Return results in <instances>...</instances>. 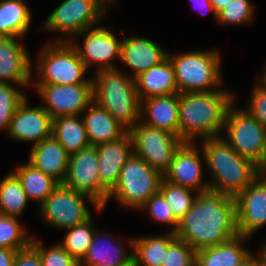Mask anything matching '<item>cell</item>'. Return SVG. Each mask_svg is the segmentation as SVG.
<instances>
[{
	"instance_id": "cell-31",
	"label": "cell",
	"mask_w": 266,
	"mask_h": 266,
	"mask_svg": "<svg viewBox=\"0 0 266 266\" xmlns=\"http://www.w3.org/2000/svg\"><path fill=\"white\" fill-rule=\"evenodd\" d=\"M28 202L27 195L13 172L0 181V214L17 217Z\"/></svg>"
},
{
	"instance_id": "cell-3",
	"label": "cell",
	"mask_w": 266,
	"mask_h": 266,
	"mask_svg": "<svg viewBox=\"0 0 266 266\" xmlns=\"http://www.w3.org/2000/svg\"><path fill=\"white\" fill-rule=\"evenodd\" d=\"M202 144L205 163L215 177L210 190L236 198L261 174L256 164L240 156L223 138L204 139Z\"/></svg>"
},
{
	"instance_id": "cell-29",
	"label": "cell",
	"mask_w": 266,
	"mask_h": 266,
	"mask_svg": "<svg viewBox=\"0 0 266 266\" xmlns=\"http://www.w3.org/2000/svg\"><path fill=\"white\" fill-rule=\"evenodd\" d=\"M30 23L31 13L23 0H0L1 37H22Z\"/></svg>"
},
{
	"instance_id": "cell-11",
	"label": "cell",
	"mask_w": 266,
	"mask_h": 266,
	"mask_svg": "<svg viewBox=\"0 0 266 266\" xmlns=\"http://www.w3.org/2000/svg\"><path fill=\"white\" fill-rule=\"evenodd\" d=\"M104 12L103 0H64L47 18L43 28L66 33L73 39L86 29H92Z\"/></svg>"
},
{
	"instance_id": "cell-40",
	"label": "cell",
	"mask_w": 266,
	"mask_h": 266,
	"mask_svg": "<svg viewBox=\"0 0 266 266\" xmlns=\"http://www.w3.org/2000/svg\"><path fill=\"white\" fill-rule=\"evenodd\" d=\"M250 108L247 111L266 128V89L257 84L250 99Z\"/></svg>"
},
{
	"instance_id": "cell-13",
	"label": "cell",
	"mask_w": 266,
	"mask_h": 266,
	"mask_svg": "<svg viewBox=\"0 0 266 266\" xmlns=\"http://www.w3.org/2000/svg\"><path fill=\"white\" fill-rule=\"evenodd\" d=\"M42 106L54 119L59 116L80 115L93 101L92 84H35Z\"/></svg>"
},
{
	"instance_id": "cell-43",
	"label": "cell",
	"mask_w": 266,
	"mask_h": 266,
	"mask_svg": "<svg viewBox=\"0 0 266 266\" xmlns=\"http://www.w3.org/2000/svg\"><path fill=\"white\" fill-rule=\"evenodd\" d=\"M239 266H264V259L262 254L257 258L251 254L245 261H243Z\"/></svg>"
},
{
	"instance_id": "cell-47",
	"label": "cell",
	"mask_w": 266,
	"mask_h": 266,
	"mask_svg": "<svg viewBox=\"0 0 266 266\" xmlns=\"http://www.w3.org/2000/svg\"><path fill=\"white\" fill-rule=\"evenodd\" d=\"M262 250H261V254L263 256V259H264V266H266V244L263 245V247H261Z\"/></svg>"
},
{
	"instance_id": "cell-33",
	"label": "cell",
	"mask_w": 266,
	"mask_h": 266,
	"mask_svg": "<svg viewBox=\"0 0 266 266\" xmlns=\"http://www.w3.org/2000/svg\"><path fill=\"white\" fill-rule=\"evenodd\" d=\"M20 226L18 217L0 214V248L22 250L32 241Z\"/></svg>"
},
{
	"instance_id": "cell-23",
	"label": "cell",
	"mask_w": 266,
	"mask_h": 266,
	"mask_svg": "<svg viewBox=\"0 0 266 266\" xmlns=\"http://www.w3.org/2000/svg\"><path fill=\"white\" fill-rule=\"evenodd\" d=\"M82 118L90 145L115 141L128 131L103 107L92 101Z\"/></svg>"
},
{
	"instance_id": "cell-41",
	"label": "cell",
	"mask_w": 266,
	"mask_h": 266,
	"mask_svg": "<svg viewBox=\"0 0 266 266\" xmlns=\"http://www.w3.org/2000/svg\"><path fill=\"white\" fill-rule=\"evenodd\" d=\"M13 266H42L38 251L30 244L18 250Z\"/></svg>"
},
{
	"instance_id": "cell-24",
	"label": "cell",
	"mask_w": 266,
	"mask_h": 266,
	"mask_svg": "<svg viewBox=\"0 0 266 266\" xmlns=\"http://www.w3.org/2000/svg\"><path fill=\"white\" fill-rule=\"evenodd\" d=\"M140 112L149 115L143 123L178 136L179 93L142 100Z\"/></svg>"
},
{
	"instance_id": "cell-10",
	"label": "cell",
	"mask_w": 266,
	"mask_h": 266,
	"mask_svg": "<svg viewBox=\"0 0 266 266\" xmlns=\"http://www.w3.org/2000/svg\"><path fill=\"white\" fill-rule=\"evenodd\" d=\"M86 197L95 205L97 211H101L104 207H100L91 197L74 189L68 188L63 184L52 191L48 198L40 205L42 215L53 227L68 230L73 226L88 220L91 215L88 207L84 202Z\"/></svg>"
},
{
	"instance_id": "cell-42",
	"label": "cell",
	"mask_w": 266,
	"mask_h": 266,
	"mask_svg": "<svg viewBox=\"0 0 266 266\" xmlns=\"http://www.w3.org/2000/svg\"><path fill=\"white\" fill-rule=\"evenodd\" d=\"M17 250L0 248V266H13Z\"/></svg>"
},
{
	"instance_id": "cell-9",
	"label": "cell",
	"mask_w": 266,
	"mask_h": 266,
	"mask_svg": "<svg viewBox=\"0 0 266 266\" xmlns=\"http://www.w3.org/2000/svg\"><path fill=\"white\" fill-rule=\"evenodd\" d=\"M134 153L142 158L151 168L162 175L169 169L175 152L184 141L172 134L145 123H137L129 131Z\"/></svg>"
},
{
	"instance_id": "cell-38",
	"label": "cell",
	"mask_w": 266,
	"mask_h": 266,
	"mask_svg": "<svg viewBox=\"0 0 266 266\" xmlns=\"http://www.w3.org/2000/svg\"><path fill=\"white\" fill-rule=\"evenodd\" d=\"M196 251L185 241L175 238L169 245L163 266H195Z\"/></svg>"
},
{
	"instance_id": "cell-39",
	"label": "cell",
	"mask_w": 266,
	"mask_h": 266,
	"mask_svg": "<svg viewBox=\"0 0 266 266\" xmlns=\"http://www.w3.org/2000/svg\"><path fill=\"white\" fill-rule=\"evenodd\" d=\"M145 208L156 221L173 225L170 232H176L179 221L174 217L172 209L160 192L154 194L140 209Z\"/></svg>"
},
{
	"instance_id": "cell-27",
	"label": "cell",
	"mask_w": 266,
	"mask_h": 266,
	"mask_svg": "<svg viewBox=\"0 0 266 266\" xmlns=\"http://www.w3.org/2000/svg\"><path fill=\"white\" fill-rule=\"evenodd\" d=\"M176 238L169 232L164 236H149L130 240L133 248V266H163L168 245Z\"/></svg>"
},
{
	"instance_id": "cell-44",
	"label": "cell",
	"mask_w": 266,
	"mask_h": 266,
	"mask_svg": "<svg viewBox=\"0 0 266 266\" xmlns=\"http://www.w3.org/2000/svg\"><path fill=\"white\" fill-rule=\"evenodd\" d=\"M192 5H193V7L196 5V7L198 6L199 8L208 9L209 11L213 12L215 17H217V14L215 13L213 5L211 4L210 0H194V4H192Z\"/></svg>"
},
{
	"instance_id": "cell-32",
	"label": "cell",
	"mask_w": 266,
	"mask_h": 266,
	"mask_svg": "<svg viewBox=\"0 0 266 266\" xmlns=\"http://www.w3.org/2000/svg\"><path fill=\"white\" fill-rule=\"evenodd\" d=\"M96 232L91 217L83 223L68 229L63 243H60L78 263H80L89 250L93 236Z\"/></svg>"
},
{
	"instance_id": "cell-46",
	"label": "cell",
	"mask_w": 266,
	"mask_h": 266,
	"mask_svg": "<svg viewBox=\"0 0 266 266\" xmlns=\"http://www.w3.org/2000/svg\"><path fill=\"white\" fill-rule=\"evenodd\" d=\"M261 80L262 81H259L260 82L259 85L266 89V68H265L264 74L262 75Z\"/></svg>"
},
{
	"instance_id": "cell-15",
	"label": "cell",
	"mask_w": 266,
	"mask_h": 266,
	"mask_svg": "<svg viewBox=\"0 0 266 266\" xmlns=\"http://www.w3.org/2000/svg\"><path fill=\"white\" fill-rule=\"evenodd\" d=\"M53 118L42 107H28L27 98L18 106L11 119L10 137L17 141L37 144L52 135Z\"/></svg>"
},
{
	"instance_id": "cell-26",
	"label": "cell",
	"mask_w": 266,
	"mask_h": 266,
	"mask_svg": "<svg viewBox=\"0 0 266 266\" xmlns=\"http://www.w3.org/2000/svg\"><path fill=\"white\" fill-rule=\"evenodd\" d=\"M248 237L235 238L211 247L196 251L195 266H239L251 253L241 246Z\"/></svg>"
},
{
	"instance_id": "cell-45",
	"label": "cell",
	"mask_w": 266,
	"mask_h": 266,
	"mask_svg": "<svg viewBox=\"0 0 266 266\" xmlns=\"http://www.w3.org/2000/svg\"><path fill=\"white\" fill-rule=\"evenodd\" d=\"M231 1L232 0H210L216 14L225 6H227Z\"/></svg>"
},
{
	"instance_id": "cell-21",
	"label": "cell",
	"mask_w": 266,
	"mask_h": 266,
	"mask_svg": "<svg viewBox=\"0 0 266 266\" xmlns=\"http://www.w3.org/2000/svg\"><path fill=\"white\" fill-rule=\"evenodd\" d=\"M166 57L167 53L151 40L125 36L122 39L120 60L134 70V79Z\"/></svg>"
},
{
	"instance_id": "cell-30",
	"label": "cell",
	"mask_w": 266,
	"mask_h": 266,
	"mask_svg": "<svg viewBox=\"0 0 266 266\" xmlns=\"http://www.w3.org/2000/svg\"><path fill=\"white\" fill-rule=\"evenodd\" d=\"M13 173L18 177L28 200H39L40 205L59 184L51 176L39 171L29 162L26 165L18 166Z\"/></svg>"
},
{
	"instance_id": "cell-12",
	"label": "cell",
	"mask_w": 266,
	"mask_h": 266,
	"mask_svg": "<svg viewBox=\"0 0 266 266\" xmlns=\"http://www.w3.org/2000/svg\"><path fill=\"white\" fill-rule=\"evenodd\" d=\"M97 163V149L93 145L70 155L63 185L88 195L100 207H104L109 193L101 186Z\"/></svg>"
},
{
	"instance_id": "cell-34",
	"label": "cell",
	"mask_w": 266,
	"mask_h": 266,
	"mask_svg": "<svg viewBox=\"0 0 266 266\" xmlns=\"http://www.w3.org/2000/svg\"><path fill=\"white\" fill-rule=\"evenodd\" d=\"M192 189L172 184L162 179L159 192L164 196L166 202L173 211L174 217L179 221L192 207L196 196Z\"/></svg>"
},
{
	"instance_id": "cell-18",
	"label": "cell",
	"mask_w": 266,
	"mask_h": 266,
	"mask_svg": "<svg viewBox=\"0 0 266 266\" xmlns=\"http://www.w3.org/2000/svg\"><path fill=\"white\" fill-rule=\"evenodd\" d=\"M98 154V174L101 186L109 193L119 179L120 171L134 153L129 132L118 140L95 145Z\"/></svg>"
},
{
	"instance_id": "cell-25",
	"label": "cell",
	"mask_w": 266,
	"mask_h": 266,
	"mask_svg": "<svg viewBox=\"0 0 266 266\" xmlns=\"http://www.w3.org/2000/svg\"><path fill=\"white\" fill-rule=\"evenodd\" d=\"M99 235L96 230L89 250L79 265L86 266H133V254L126 255L125 249L119 240L108 241L109 235L105 238ZM112 242V243H111ZM105 246V247H104Z\"/></svg>"
},
{
	"instance_id": "cell-22",
	"label": "cell",
	"mask_w": 266,
	"mask_h": 266,
	"mask_svg": "<svg viewBox=\"0 0 266 266\" xmlns=\"http://www.w3.org/2000/svg\"><path fill=\"white\" fill-rule=\"evenodd\" d=\"M135 83L140 102L152 97L178 93L174 66L168 56L158 65L138 75Z\"/></svg>"
},
{
	"instance_id": "cell-17",
	"label": "cell",
	"mask_w": 266,
	"mask_h": 266,
	"mask_svg": "<svg viewBox=\"0 0 266 266\" xmlns=\"http://www.w3.org/2000/svg\"><path fill=\"white\" fill-rule=\"evenodd\" d=\"M202 164L199 151L192 142H184L175 152L169 169L163 175L166 181L199 193L209 190V183H202Z\"/></svg>"
},
{
	"instance_id": "cell-7",
	"label": "cell",
	"mask_w": 266,
	"mask_h": 266,
	"mask_svg": "<svg viewBox=\"0 0 266 266\" xmlns=\"http://www.w3.org/2000/svg\"><path fill=\"white\" fill-rule=\"evenodd\" d=\"M162 179L159 171L133 153L121 169L117 185L109 192L107 202L115 196L123 206L140 209L159 192Z\"/></svg>"
},
{
	"instance_id": "cell-6",
	"label": "cell",
	"mask_w": 266,
	"mask_h": 266,
	"mask_svg": "<svg viewBox=\"0 0 266 266\" xmlns=\"http://www.w3.org/2000/svg\"><path fill=\"white\" fill-rule=\"evenodd\" d=\"M68 40L60 39L43 48L38 62L40 80L35 84H92L84 78L87 68Z\"/></svg>"
},
{
	"instance_id": "cell-16",
	"label": "cell",
	"mask_w": 266,
	"mask_h": 266,
	"mask_svg": "<svg viewBox=\"0 0 266 266\" xmlns=\"http://www.w3.org/2000/svg\"><path fill=\"white\" fill-rule=\"evenodd\" d=\"M86 32V36L83 41V49L78 48L73 42H69L74 46L79 58L85 64L86 68L94 63H99L97 71L117 69V67L111 63V59L118 57L120 60L121 42L117 41L116 36L109 30L101 27L94 28L92 30L86 29L84 32L77 34L83 35ZM88 32V33H87Z\"/></svg>"
},
{
	"instance_id": "cell-36",
	"label": "cell",
	"mask_w": 266,
	"mask_h": 266,
	"mask_svg": "<svg viewBox=\"0 0 266 266\" xmlns=\"http://www.w3.org/2000/svg\"><path fill=\"white\" fill-rule=\"evenodd\" d=\"M40 240L32 238L31 245L38 251L42 266H78L79 263L58 243L46 249Z\"/></svg>"
},
{
	"instance_id": "cell-37",
	"label": "cell",
	"mask_w": 266,
	"mask_h": 266,
	"mask_svg": "<svg viewBox=\"0 0 266 266\" xmlns=\"http://www.w3.org/2000/svg\"><path fill=\"white\" fill-rule=\"evenodd\" d=\"M253 5L249 0H232L217 13L216 19L222 24H244L252 20Z\"/></svg>"
},
{
	"instance_id": "cell-2",
	"label": "cell",
	"mask_w": 266,
	"mask_h": 266,
	"mask_svg": "<svg viewBox=\"0 0 266 266\" xmlns=\"http://www.w3.org/2000/svg\"><path fill=\"white\" fill-rule=\"evenodd\" d=\"M233 100L234 96L222 89L179 93L178 137L184 142L197 136L203 140L220 137Z\"/></svg>"
},
{
	"instance_id": "cell-14",
	"label": "cell",
	"mask_w": 266,
	"mask_h": 266,
	"mask_svg": "<svg viewBox=\"0 0 266 266\" xmlns=\"http://www.w3.org/2000/svg\"><path fill=\"white\" fill-rule=\"evenodd\" d=\"M235 201L238 235L249 237L266 224V176L260 174Z\"/></svg>"
},
{
	"instance_id": "cell-4",
	"label": "cell",
	"mask_w": 266,
	"mask_h": 266,
	"mask_svg": "<svg viewBox=\"0 0 266 266\" xmlns=\"http://www.w3.org/2000/svg\"><path fill=\"white\" fill-rule=\"evenodd\" d=\"M96 75L92 80L93 101L129 132L141 119L135 79L118 69L100 70Z\"/></svg>"
},
{
	"instance_id": "cell-48",
	"label": "cell",
	"mask_w": 266,
	"mask_h": 266,
	"mask_svg": "<svg viewBox=\"0 0 266 266\" xmlns=\"http://www.w3.org/2000/svg\"><path fill=\"white\" fill-rule=\"evenodd\" d=\"M261 174L266 176V163L265 165L261 168Z\"/></svg>"
},
{
	"instance_id": "cell-35",
	"label": "cell",
	"mask_w": 266,
	"mask_h": 266,
	"mask_svg": "<svg viewBox=\"0 0 266 266\" xmlns=\"http://www.w3.org/2000/svg\"><path fill=\"white\" fill-rule=\"evenodd\" d=\"M26 96L9 83H0V129L9 130L11 119Z\"/></svg>"
},
{
	"instance_id": "cell-28",
	"label": "cell",
	"mask_w": 266,
	"mask_h": 266,
	"mask_svg": "<svg viewBox=\"0 0 266 266\" xmlns=\"http://www.w3.org/2000/svg\"><path fill=\"white\" fill-rule=\"evenodd\" d=\"M52 135L69 155L90 146L82 117L78 118V115L54 118Z\"/></svg>"
},
{
	"instance_id": "cell-8",
	"label": "cell",
	"mask_w": 266,
	"mask_h": 266,
	"mask_svg": "<svg viewBox=\"0 0 266 266\" xmlns=\"http://www.w3.org/2000/svg\"><path fill=\"white\" fill-rule=\"evenodd\" d=\"M223 138L240 156L250 159L260 169L266 163V128L247 110L229 107Z\"/></svg>"
},
{
	"instance_id": "cell-20",
	"label": "cell",
	"mask_w": 266,
	"mask_h": 266,
	"mask_svg": "<svg viewBox=\"0 0 266 266\" xmlns=\"http://www.w3.org/2000/svg\"><path fill=\"white\" fill-rule=\"evenodd\" d=\"M69 157L63 146L51 135L33 144L28 162L59 184H63L68 171Z\"/></svg>"
},
{
	"instance_id": "cell-19",
	"label": "cell",
	"mask_w": 266,
	"mask_h": 266,
	"mask_svg": "<svg viewBox=\"0 0 266 266\" xmlns=\"http://www.w3.org/2000/svg\"><path fill=\"white\" fill-rule=\"evenodd\" d=\"M17 37L0 36V83L12 80L19 86L31 82V61Z\"/></svg>"
},
{
	"instance_id": "cell-5",
	"label": "cell",
	"mask_w": 266,
	"mask_h": 266,
	"mask_svg": "<svg viewBox=\"0 0 266 266\" xmlns=\"http://www.w3.org/2000/svg\"><path fill=\"white\" fill-rule=\"evenodd\" d=\"M167 56L174 66L178 93L211 92L221 83L218 51H192Z\"/></svg>"
},
{
	"instance_id": "cell-1",
	"label": "cell",
	"mask_w": 266,
	"mask_h": 266,
	"mask_svg": "<svg viewBox=\"0 0 266 266\" xmlns=\"http://www.w3.org/2000/svg\"><path fill=\"white\" fill-rule=\"evenodd\" d=\"M175 236L195 251L235 238L238 236L235 198L210 189L196 192L192 207L179 220Z\"/></svg>"
}]
</instances>
